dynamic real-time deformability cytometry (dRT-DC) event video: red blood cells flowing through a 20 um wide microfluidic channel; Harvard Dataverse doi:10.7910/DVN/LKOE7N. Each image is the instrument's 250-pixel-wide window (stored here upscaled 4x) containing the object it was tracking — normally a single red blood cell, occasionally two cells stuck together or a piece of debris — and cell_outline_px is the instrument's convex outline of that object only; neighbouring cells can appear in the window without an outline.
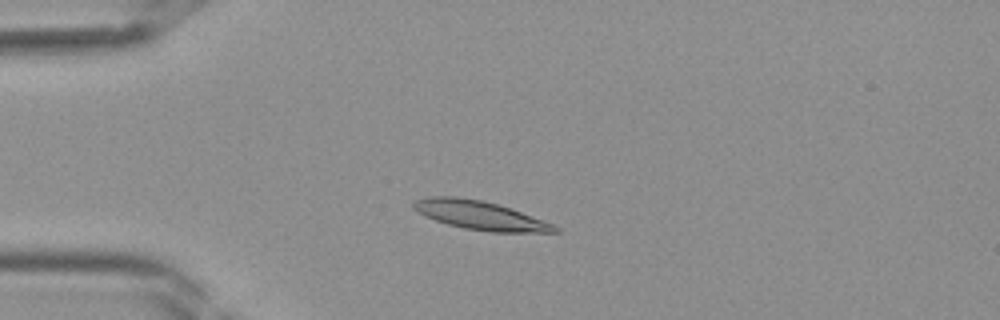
{"species": "Egyptian fruit bat (a non-hibernating species)", "species_latin": "Rousettus aegyptiacus", "temperature_condition": "room temperature", "stored_images_in_passage": 37, "camera_frame_rate_fps": 3000, "um_per_image_px": 0.085, "frame": {"image": 1, "passage_image": 7, "time_ms": 2.0, "image_size_px": [1000, 320], "cell_outline_px": [[560, 232], [492, 232], [464, 228], [448, 224], [424, 216], [412, 208], [412, 204], [416, 200], [428, 196], [456, 196], [480, 200], [496, 204], [520, 212], [552, 224], [560, 228]], "centroid_in_image_um": [40.75, 18.3], "position_along_channel_um": 44.2, "area_um2": 23.29}}
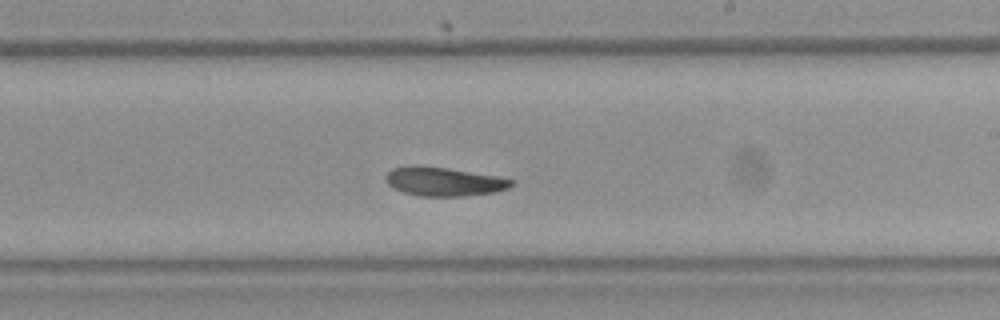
{"frame": {"image": 2, "passage_image": 21, "time_ms": 6.667, "image_size_px": [1000, 320], "cell_outline_px": [[512, 184], [508, 188], [492, 192], [464, 196], [420, 196], [404, 192], [388, 184], [384, 176], [392, 168], [412, 164], [448, 168], [496, 176], [512, 180]], "centroid_in_image_um": [37.67, 15.41], "position_along_channel_um": 251.3, "area_um2": 20.92}}
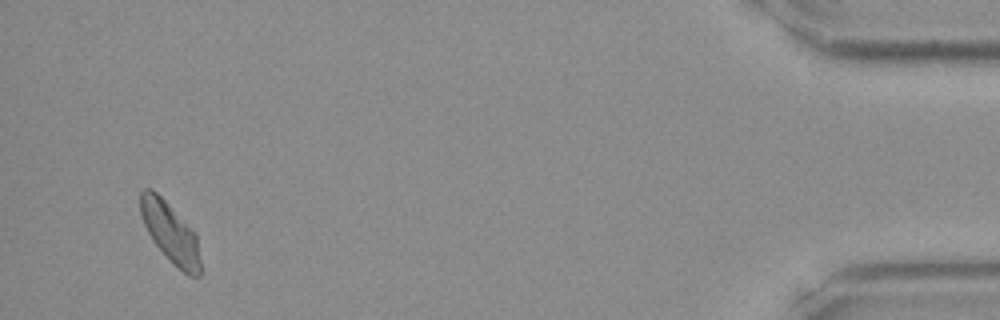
{"frame": {"image": 3, "passage_image": 36, "time_ms": 11.667, "image_size_px": [1000, 320], "cell_outline_px": [[200, 276], [188, 276], [152, 240], [140, 216], [140, 192], [144, 188], [152, 188], [196, 232], [200, 260]], "centroid_in_image_um": [14.47, 19.72], "position_along_channel_um": 420.7, "area_um2": 20.58}}